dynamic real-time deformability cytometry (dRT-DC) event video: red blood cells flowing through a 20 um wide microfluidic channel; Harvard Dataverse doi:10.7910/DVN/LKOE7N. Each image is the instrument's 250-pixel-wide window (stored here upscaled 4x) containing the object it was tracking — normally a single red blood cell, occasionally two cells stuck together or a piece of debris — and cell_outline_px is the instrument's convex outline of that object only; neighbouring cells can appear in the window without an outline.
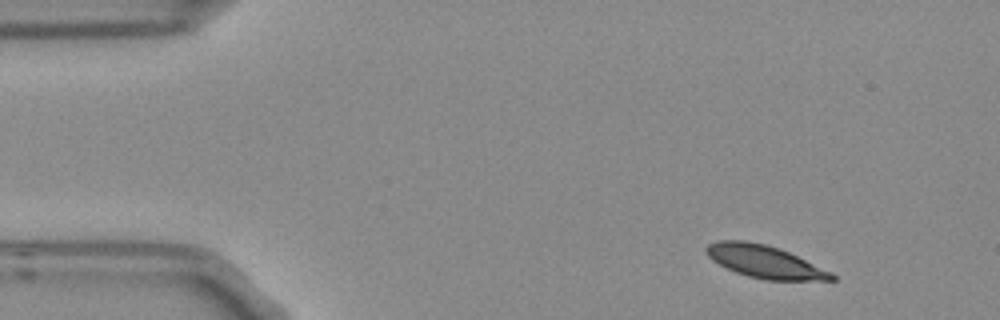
{"species": "Egyptian fruit bat (a non-hibernating species)", "species_latin": "Rousettus aegyptiacus", "temperature_condition": "room temperature", "stored_images_in_passage": 4, "camera_frame_rate_fps": 3000, "um_per_image_px": 0.085, "frame": {"image": 1, "passage_image": 1, "time_ms": 0.0, "image_size_px": [1000, 320], "cell_outline_px": [[836, 280], [764, 280], [748, 276], [736, 272], [712, 260], [704, 252], [704, 248], [708, 244], [720, 240], [744, 240], [764, 244], [780, 248], [832, 272], [836, 276]], "centroid_in_image_um": [64.99, 22.24], "position_along_channel_um": 20.0, "area_um2": 23.76}}
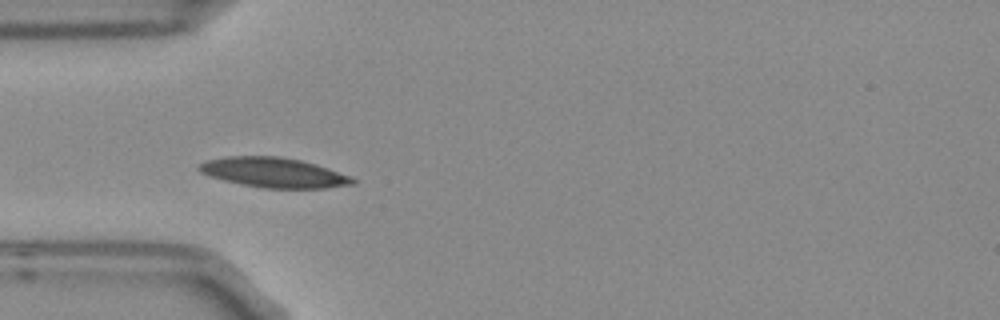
{"frame": {"image": 2, "passage_image": 3, "time_ms": 0.667, "image_size_px": [1000, 320], "cell_outline_px": [[356, 184], [328, 188], [264, 188], [240, 184], [208, 176], [200, 172], [196, 168], [196, 164], [204, 160], [224, 156], [280, 156], [300, 160], [316, 164], [328, 168], [348, 176], [356, 180]], "centroid_in_image_um": [23.2, 14.66], "position_along_channel_um": 61.8, "area_um2": 26.99}}
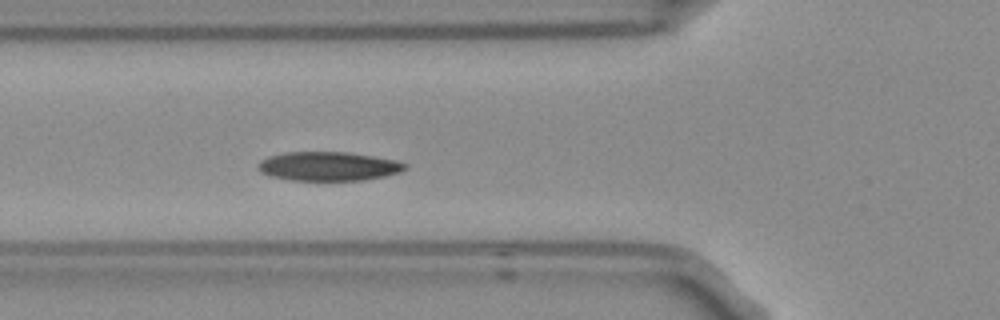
{"frame": {"image": 3, "passage_image": 4, "time_ms": 1.0, "image_size_px": [1000, 320], "cell_outline_px": [[408, 168], [400, 172], [384, 176], [364, 180], [292, 180], [272, 176], [260, 172], [260, 160], [268, 156], [284, 152], [344, 152], [372, 156], [396, 160], [408, 164]], "centroid_in_image_um": [27.95, 14.13], "position_along_channel_um": 97.9, "area_um2": 24.68}}